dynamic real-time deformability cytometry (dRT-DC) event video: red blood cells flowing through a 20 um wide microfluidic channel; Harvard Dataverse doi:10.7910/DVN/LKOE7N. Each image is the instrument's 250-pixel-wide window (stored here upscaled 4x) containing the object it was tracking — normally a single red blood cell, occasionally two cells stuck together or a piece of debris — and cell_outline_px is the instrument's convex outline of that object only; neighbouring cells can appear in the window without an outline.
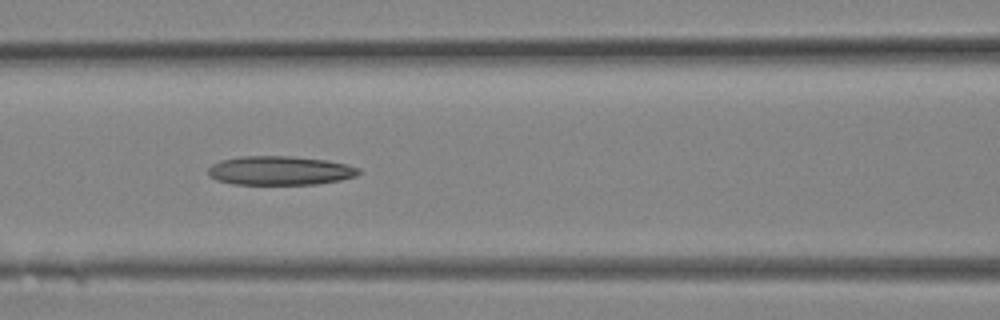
{"species": "Egyptian fruit bat (a non-hibernating species)", "species_latin": "Rousettus aegyptiacus", "temperature_condition": "room temperature", "stored_images_in_passage": 12, "camera_frame_rate_fps": 3000, "um_per_image_px": 0.085, "animal": {"sex": "female"}, "frame": {"image": 1, "passage_image": 9, "time_ms": 2.667, "image_size_px": [1000, 320], "cell_outline_px": [[360, 172], [356, 176], [340, 180], [316, 184], [232, 184], [216, 180], [208, 176], [208, 168], [212, 164], [220, 160], [240, 156], [292, 156], [328, 160], [348, 164], [360, 168]], "centroid_in_image_um": [23.78, 14.49], "position_along_channel_um": 142.8, "area_um2": 25.66}}
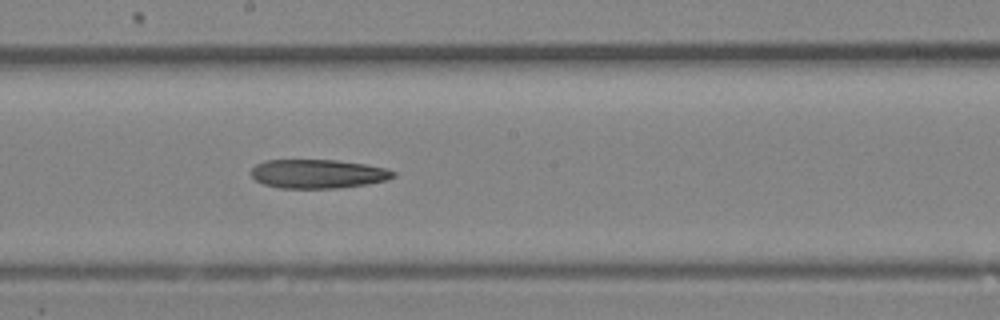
{"frame": {"image": 2, "passage_image": 12, "time_ms": 3.667, "image_size_px": [1000, 320], "cell_outline_px": [[396, 176], [388, 180], [368, 184], [340, 188], [280, 188], [264, 184], [256, 180], [252, 176], [252, 168], [256, 164], [264, 160], [336, 160], [364, 164], [384, 168], [396, 172]], "centroid_in_image_um": [27.04, 14.78], "position_along_channel_um": 221.2, "area_um2": 23.99}}